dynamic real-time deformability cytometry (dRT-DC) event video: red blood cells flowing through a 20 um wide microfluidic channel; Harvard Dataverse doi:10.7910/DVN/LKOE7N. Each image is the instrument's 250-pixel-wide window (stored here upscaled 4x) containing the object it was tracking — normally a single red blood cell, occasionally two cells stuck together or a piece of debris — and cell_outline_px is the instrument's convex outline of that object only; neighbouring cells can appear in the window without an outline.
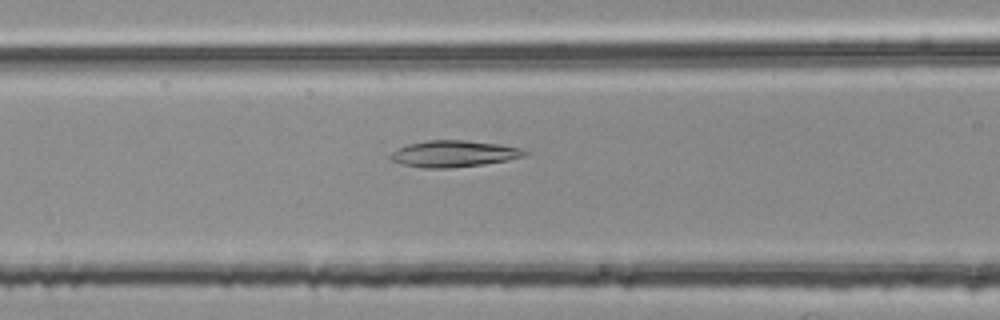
{"species": "common noctule bat (a hibernating species)", "species_latin": "Nyctalus noctula", "temperature_condition": "room temperature", "stored_images_in_passage": 29, "camera_frame_rate_fps": 3000, "um_per_image_px": 0.085, "animal": {"sex": "female", "body_mass_g": 25.1}, "frame": {"image": 1, "passage_image": 6, "time_ms": 1.667, "image_size_px": [1000, 320], "cell_outline_px": [[528, 152], [524, 156], [508, 160], [484, 164], [448, 168], [424, 168], [404, 164], [392, 160], [388, 156], [392, 152], [408, 144], [428, 140], [464, 140], [500, 144], [520, 148]], "centroid_in_image_um": [38.58, 13.06], "position_along_channel_um": 128.0, "area_um2": 20.52}}
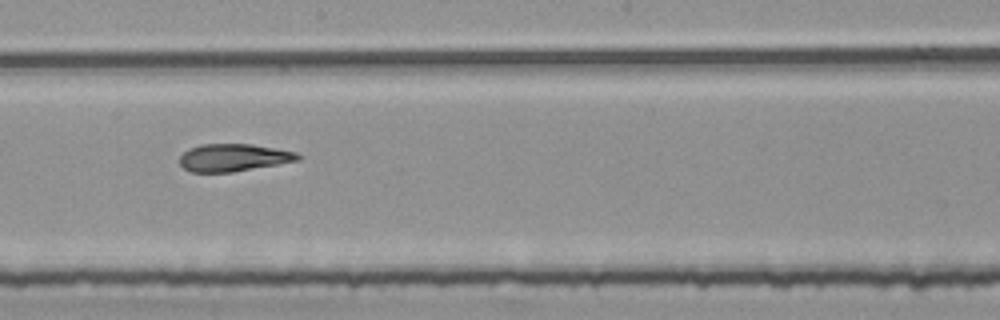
{"frame": {"image": 2, "passage_image": 14, "time_ms": 4.333, "image_size_px": [1000, 320], "cell_outline_px": [[304, 156], [300, 160], [232, 172], [192, 172], [184, 168], [180, 164], [180, 156], [188, 148], [200, 144], [252, 144], [296, 152]], "centroid_in_image_um": [19.85, 13.39], "position_along_channel_um": 228.3, "area_um2": 18.96}}
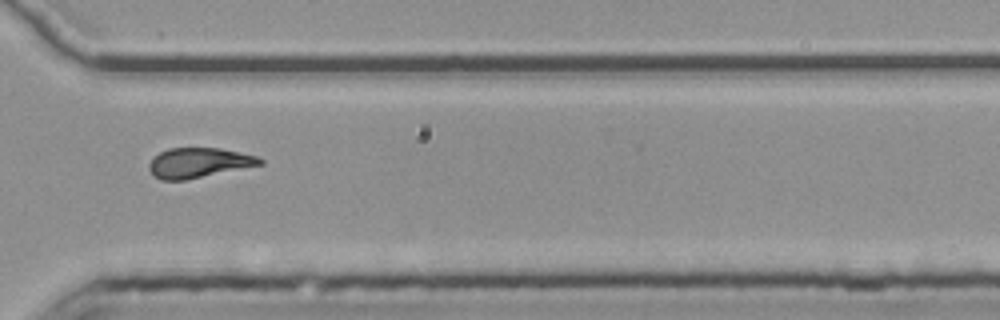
{"frame": {"image": 3, "passage_image": 24, "time_ms": 7.667, "image_size_px": [1000, 320], "cell_outline_px": [[264, 164], [184, 180], [160, 180], [152, 176], [148, 168], [148, 164], [160, 152], [168, 148], [220, 148], [256, 156], [264, 160]], "centroid_in_image_um": [16.87, 13.84], "position_along_channel_um": 353.7, "area_um2": 19.25}, "authors_computed_cell_mechanics": {"area_um2": 19.5942, "velocity_mm_per_s": 3.7629, "shape_relaxation_time_tau1_ms": 7.7864, "shape_relaxation_time_tau2_ms": 3.3556, "deformation_change_tau1": 0.2171, "deformation_change_tau2": 0.132}}